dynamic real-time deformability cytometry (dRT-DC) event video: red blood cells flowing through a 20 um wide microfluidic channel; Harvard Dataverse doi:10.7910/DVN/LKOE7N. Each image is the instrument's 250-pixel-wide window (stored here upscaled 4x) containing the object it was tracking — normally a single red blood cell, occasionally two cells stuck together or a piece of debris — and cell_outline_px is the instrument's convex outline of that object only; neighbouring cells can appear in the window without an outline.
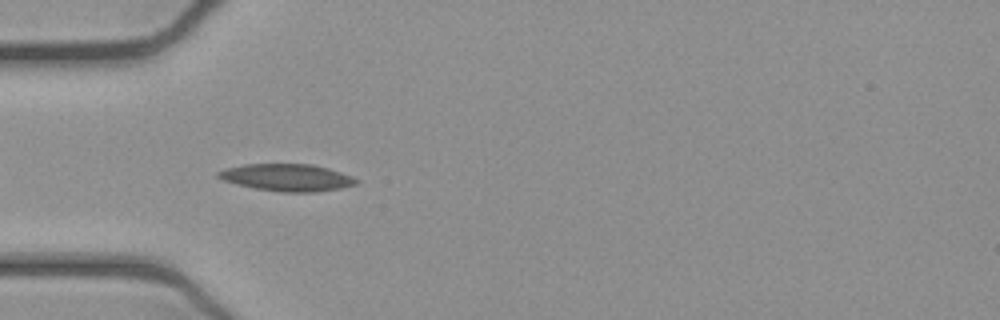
{"species": "common noctule bat (a hibernating species)", "species_latin": "Nyctalus noctula", "temperature_condition": "cold", "stored_images_in_passage": 13, "camera_frame_rate_fps": 3000, "um_per_image_px": 0.085, "animal": {"sex": "female", "body_mass_g": 21.9}, "frame": {"image": 1, "passage_image": 4, "time_ms": 1.0, "image_size_px": [1000, 320], "cell_outline_px": [[360, 180], [356, 184], [340, 188], [316, 192], [284, 192], [256, 188], [224, 180], [216, 176], [216, 172], [228, 168], [244, 164], [312, 164], [328, 168], [352, 176]], "centroid_in_image_um": [24.44, 15.08], "position_along_channel_um": 60.6, "area_um2": 21.56}}
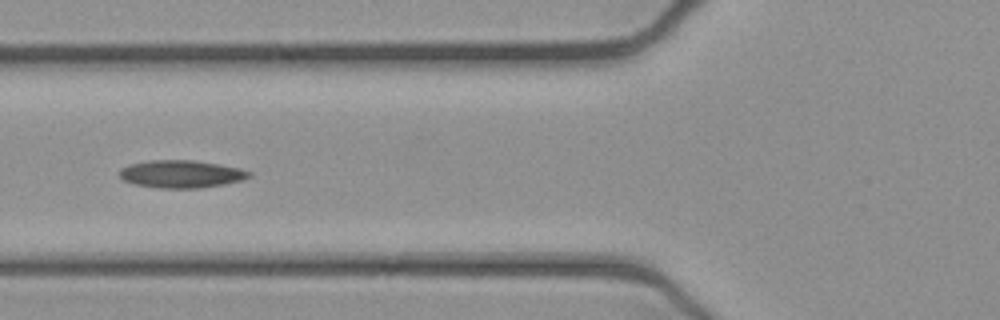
{"frame": {"image": 2, "passage_image": 8, "time_ms": 2.333, "image_size_px": [1000, 320], "cell_outline_px": [[252, 176], [240, 180], [224, 184], [200, 188], [156, 188], [136, 184], [124, 180], [120, 176], [120, 168], [128, 164], [148, 160], [196, 160], [220, 164], [240, 168], [252, 172]], "centroid_in_image_um": [15.41, 14.78], "position_along_channel_um": 110.4, "area_um2": 20.98}}
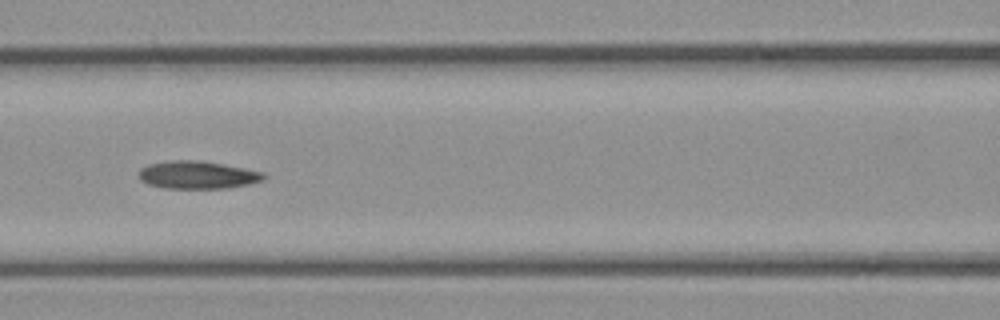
{"frame": {"image": 3, "passage_image": 11, "time_ms": 3.333, "image_size_px": [1000, 320], "cell_outline_px": [[268, 176], [264, 180], [248, 184], [228, 188], [164, 188], [148, 184], [140, 180], [140, 168], [148, 164], [172, 160], [200, 160], [244, 168], [264, 172]], "centroid_in_image_um": [16.81, 14.86], "position_along_channel_um": 149.8, "area_um2": 20.23}}